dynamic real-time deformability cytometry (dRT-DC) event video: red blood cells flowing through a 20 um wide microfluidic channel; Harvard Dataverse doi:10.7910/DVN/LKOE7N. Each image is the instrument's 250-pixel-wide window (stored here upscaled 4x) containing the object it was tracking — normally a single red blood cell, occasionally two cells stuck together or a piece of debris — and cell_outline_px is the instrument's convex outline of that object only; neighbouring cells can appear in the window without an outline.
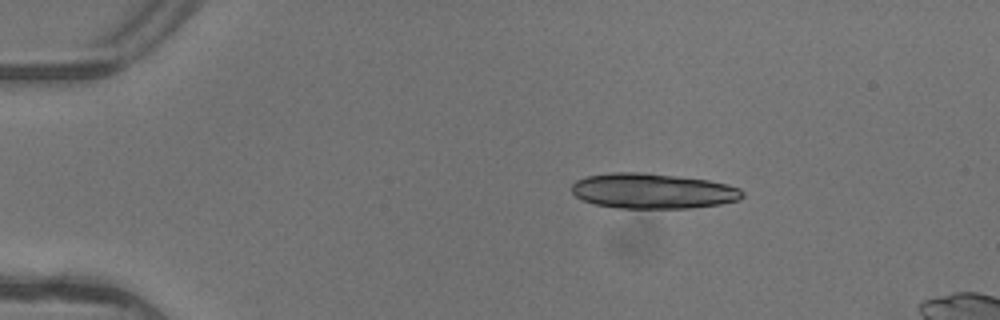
{"species": "common noctule bat (a hibernating species)", "species_latin": "Nyctalus noctula", "temperature_condition": "warm", "stored_images_in_passage": 8, "camera_frame_rate_fps": 3000, "um_per_image_px": 0.085, "animal": {"sex": "female"}, "frame": {"image": 1, "passage_image": 1, "time_ms": 0.0, "image_size_px": [1000, 320], "cell_outline_px": [[744, 196], [740, 200], [720, 204], [692, 208], [616, 208], [596, 204], [584, 200], [576, 196], [572, 192], [572, 184], [576, 180], [588, 176], [612, 172], [640, 172], [676, 176], [708, 180], [728, 184], [740, 188], [744, 192]], "centroid_in_image_um": [55.52, 16.24], "position_along_channel_um": 29.5, "area_um2": 35.14}}
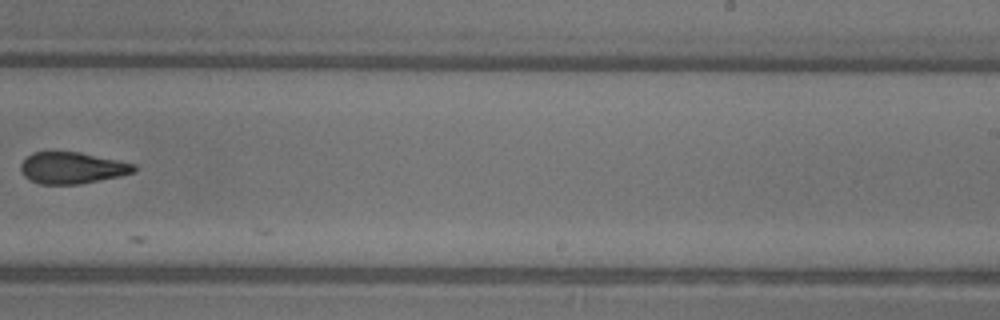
{"frame": {"image": 2, "passage_image": 7, "time_ms": 2.0, "image_size_px": [1000, 320], "cell_outline_px": [[136, 172], [120, 176], [80, 184], [40, 184], [24, 176], [20, 172], [20, 164], [32, 152], [80, 152], [136, 164]], "centroid_in_image_um": [6.14, 14.27], "position_along_channel_um": 282.9, "area_um2": 20.81}}
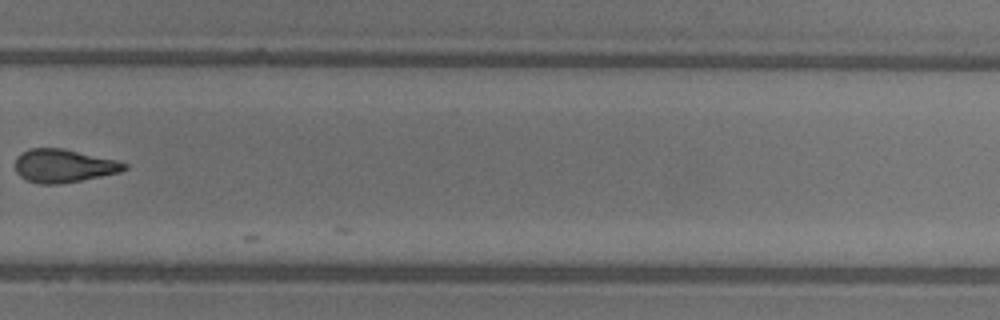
{"frame": {"image": 3, "passage_image": 8, "time_ms": 2.333, "image_size_px": [1000, 320], "cell_outline_px": [[128, 168], [120, 172], [60, 184], [40, 184], [28, 180], [20, 176], [16, 172], [16, 156], [20, 152], [28, 148], [64, 148], [116, 160], [128, 164]], "centroid_in_image_um": [5.39, 14.08], "position_along_channel_um": 324.4, "area_um2": 21.15}}